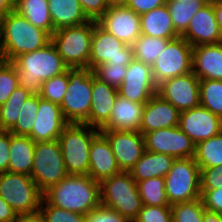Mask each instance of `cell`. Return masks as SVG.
<instances>
[{
	"label": "cell",
	"mask_w": 222,
	"mask_h": 222,
	"mask_svg": "<svg viewBox=\"0 0 222 222\" xmlns=\"http://www.w3.org/2000/svg\"><path fill=\"white\" fill-rule=\"evenodd\" d=\"M97 22L127 45H132L141 35L140 15L128 6L109 7Z\"/></svg>",
	"instance_id": "obj_18"
},
{
	"label": "cell",
	"mask_w": 222,
	"mask_h": 222,
	"mask_svg": "<svg viewBox=\"0 0 222 222\" xmlns=\"http://www.w3.org/2000/svg\"><path fill=\"white\" fill-rule=\"evenodd\" d=\"M98 22H89L57 29L51 35V42L69 68H89L90 48L94 26Z\"/></svg>",
	"instance_id": "obj_6"
},
{
	"label": "cell",
	"mask_w": 222,
	"mask_h": 222,
	"mask_svg": "<svg viewBox=\"0 0 222 222\" xmlns=\"http://www.w3.org/2000/svg\"><path fill=\"white\" fill-rule=\"evenodd\" d=\"M118 97V89L95 77L92 71L91 109L88 125L101 130L111 117L112 108Z\"/></svg>",
	"instance_id": "obj_22"
},
{
	"label": "cell",
	"mask_w": 222,
	"mask_h": 222,
	"mask_svg": "<svg viewBox=\"0 0 222 222\" xmlns=\"http://www.w3.org/2000/svg\"><path fill=\"white\" fill-rule=\"evenodd\" d=\"M178 127L197 145L222 132V118L199 105L180 112Z\"/></svg>",
	"instance_id": "obj_17"
},
{
	"label": "cell",
	"mask_w": 222,
	"mask_h": 222,
	"mask_svg": "<svg viewBox=\"0 0 222 222\" xmlns=\"http://www.w3.org/2000/svg\"><path fill=\"white\" fill-rule=\"evenodd\" d=\"M24 87L18 86L8 100L0 106V130L9 131L16 123L22 104L31 96Z\"/></svg>",
	"instance_id": "obj_35"
},
{
	"label": "cell",
	"mask_w": 222,
	"mask_h": 222,
	"mask_svg": "<svg viewBox=\"0 0 222 222\" xmlns=\"http://www.w3.org/2000/svg\"><path fill=\"white\" fill-rule=\"evenodd\" d=\"M203 222H222V214L204 209Z\"/></svg>",
	"instance_id": "obj_53"
},
{
	"label": "cell",
	"mask_w": 222,
	"mask_h": 222,
	"mask_svg": "<svg viewBox=\"0 0 222 222\" xmlns=\"http://www.w3.org/2000/svg\"><path fill=\"white\" fill-rule=\"evenodd\" d=\"M19 86L17 71L11 62L0 60V106Z\"/></svg>",
	"instance_id": "obj_40"
},
{
	"label": "cell",
	"mask_w": 222,
	"mask_h": 222,
	"mask_svg": "<svg viewBox=\"0 0 222 222\" xmlns=\"http://www.w3.org/2000/svg\"><path fill=\"white\" fill-rule=\"evenodd\" d=\"M17 213L0 196V222H13Z\"/></svg>",
	"instance_id": "obj_50"
},
{
	"label": "cell",
	"mask_w": 222,
	"mask_h": 222,
	"mask_svg": "<svg viewBox=\"0 0 222 222\" xmlns=\"http://www.w3.org/2000/svg\"><path fill=\"white\" fill-rule=\"evenodd\" d=\"M145 149L178 158H193L195 147L191 138L178 126L161 128L143 134Z\"/></svg>",
	"instance_id": "obj_13"
},
{
	"label": "cell",
	"mask_w": 222,
	"mask_h": 222,
	"mask_svg": "<svg viewBox=\"0 0 222 222\" xmlns=\"http://www.w3.org/2000/svg\"><path fill=\"white\" fill-rule=\"evenodd\" d=\"M179 117L180 111L156 93L145 103L139 131L146 134L178 126Z\"/></svg>",
	"instance_id": "obj_21"
},
{
	"label": "cell",
	"mask_w": 222,
	"mask_h": 222,
	"mask_svg": "<svg viewBox=\"0 0 222 222\" xmlns=\"http://www.w3.org/2000/svg\"><path fill=\"white\" fill-rule=\"evenodd\" d=\"M10 158V132L0 130V173L8 172Z\"/></svg>",
	"instance_id": "obj_48"
},
{
	"label": "cell",
	"mask_w": 222,
	"mask_h": 222,
	"mask_svg": "<svg viewBox=\"0 0 222 222\" xmlns=\"http://www.w3.org/2000/svg\"><path fill=\"white\" fill-rule=\"evenodd\" d=\"M141 34L166 39L180 35L176 32L167 5L155 8L140 15Z\"/></svg>",
	"instance_id": "obj_28"
},
{
	"label": "cell",
	"mask_w": 222,
	"mask_h": 222,
	"mask_svg": "<svg viewBox=\"0 0 222 222\" xmlns=\"http://www.w3.org/2000/svg\"><path fill=\"white\" fill-rule=\"evenodd\" d=\"M129 0H108L109 7L127 6Z\"/></svg>",
	"instance_id": "obj_55"
},
{
	"label": "cell",
	"mask_w": 222,
	"mask_h": 222,
	"mask_svg": "<svg viewBox=\"0 0 222 222\" xmlns=\"http://www.w3.org/2000/svg\"><path fill=\"white\" fill-rule=\"evenodd\" d=\"M213 9L217 24L219 25L221 39H222V0H213Z\"/></svg>",
	"instance_id": "obj_52"
},
{
	"label": "cell",
	"mask_w": 222,
	"mask_h": 222,
	"mask_svg": "<svg viewBox=\"0 0 222 222\" xmlns=\"http://www.w3.org/2000/svg\"><path fill=\"white\" fill-rule=\"evenodd\" d=\"M200 79L193 73L170 78L157 87V94L180 112L200 105Z\"/></svg>",
	"instance_id": "obj_14"
},
{
	"label": "cell",
	"mask_w": 222,
	"mask_h": 222,
	"mask_svg": "<svg viewBox=\"0 0 222 222\" xmlns=\"http://www.w3.org/2000/svg\"><path fill=\"white\" fill-rule=\"evenodd\" d=\"M83 222H129L118 212L104 207L102 205L96 207L84 217Z\"/></svg>",
	"instance_id": "obj_45"
},
{
	"label": "cell",
	"mask_w": 222,
	"mask_h": 222,
	"mask_svg": "<svg viewBox=\"0 0 222 222\" xmlns=\"http://www.w3.org/2000/svg\"><path fill=\"white\" fill-rule=\"evenodd\" d=\"M128 65L103 63L92 71L99 80L116 89L122 84Z\"/></svg>",
	"instance_id": "obj_41"
},
{
	"label": "cell",
	"mask_w": 222,
	"mask_h": 222,
	"mask_svg": "<svg viewBox=\"0 0 222 222\" xmlns=\"http://www.w3.org/2000/svg\"><path fill=\"white\" fill-rule=\"evenodd\" d=\"M51 42V35L12 10L0 19V60L36 51Z\"/></svg>",
	"instance_id": "obj_1"
},
{
	"label": "cell",
	"mask_w": 222,
	"mask_h": 222,
	"mask_svg": "<svg viewBox=\"0 0 222 222\" xmlns=\"http://www.w3.org/2000/svg\"><path fill=\"white\" fill-rule=\"evenodd\" d=\"M107 138L100 132L93 140L89 151L88 175L96 182L120 173Z\"/></svg>",
	"instance_id": "obj_23"
},
{
	"label": "cell",
	"mask_w": 222,
	"mask_h": 222,
	"mask_svg": "<svg viewBox=\"0 0 222 222\" xmlns=\"http://www.w3.org/2000/svg\"><path fill=\"white\" fill-rule=\"evenodd\" d=\"M39 212L45 222H83L85 215L50 205L44 198Z\"/></svg>",
	"instance_id": "obj_42"
},
{
	"label": "cell",
	"mask_w": 222,
	"mask_h": 222,
	"mask_svg": "<svg viewBox=\"0 0 222 222\" xmlns=\"http://www.w3.org/2000/svg\"><path fill=\"white\" fill-rule=\"evenodd\" d=\"M68 88L60 104L68 123L87 124L91 109L92 70L68 68Z\"/></svg>",
	"instance_id": "obj_7"
},
{
	"label": "cell",
	"mask_w": 222,
	"mask_h": 222,
	"mask_svg": "<svg viewBox=\"0 0 222 222\" xmlns=\"http://www.w3.org/2000/svg\"><path fill=\"white\" fill-rule=\"evenodd\" d=\"M14 1L15 0H0V19L14 10Z\"/></svg>",
	"instance_id": "obj_54"
},
{
	"label": "cell",
	"mask_w": 222,
	"mask_h": 222,
	"mask_svg": "<svg viewBox=\"0 0 222 222\" xmlns=\"http://www.w3.org/2000/svg\"><path fill=\"white\" fill-rule=\"evenodd\" d=\"M35 142L29 136L10 133L8 172L30 176L34 161Z\"/></svg>",
	"instance_id": "obj_29"
},
{
	"label": "cell",
	"mask_w": 222,
	"mask_h": 222,
	"mask_svg": "<svg viewBox=\"0 0 222 222\" xmlns=\"http://www.w3.org/2000/svg\"><path fill=\"white\" fill-rule=\"evenodd\" d=\"M181 36L193 47L222 42L219 25L213 9V0H209L193 15L188 28Z\"/></svg>",
	"instance_id": "obj_19"
},
{
	"label": "cell",
	"mask_w": 222,
	"mask_h": 222,
	"mask_svg": "<svg viewBox=\"0 0 222 222\" xmlns=\"http://www.w3.org/2000/svg\"><path fill=\"white\" fill-rule=\"evenodd\" d=\"M133 59L132 45L117 39L98 23L94 26L89 59L91 70L103 63L129 65Z\"/></svg>",
	"instance_id": "obj_12"
},
{
	"label": "cell",
	"mask_w": 222,
	"mask_h": 222,
	"mask_svg": "<svg viewBox=\"0 0 222 222\" xmlns=\"http://www.w3.org/2000/svg\"><path fill=\"white\" fill-rule=\"evenodd\" d=\"M39 107V94H32L20 109L15 125L9 130L15 135L29 136Z\"/></svg>",
	"instance_id": "obj_37"
},
{
	"label": "cell",
	"mask_w": 222,
	"mask_h": 222,
	"mask_svg": "<svg viewBox=\"0 0 222 222\" xmlns=\"http://www.w3.org/2000/svg\"><path fill=\"white\" fill-rule=\"evenodd\" d=\"M209 0H167L166 5L176 32L181 36L188 28L193 15Z\"/></svg>",
	"instance_id": "obj_31"
},
{
	"label": "cell",
	"mask_w": 222,
	"mask_h": 222,
	"mask_svg": "<svg viewBox=\"0 0 222 222\" xmlns=\"http://www.w3.org/2000/svg\"><path fill=\"white\" fill-rule=\"evenodd\" d=\"M142 205L171 206L166 196L165 178L152 177L137 182Z\"/></svg>",
	"instance_id": "obj_34"
},
{
	"label": "cell",
	"mask_w": 222,
	"mask_h": 222,
	"mask_svg": "<svg viewBox=\"0 0 222 222\" xmlns=\"http://www.w3.org/2000/svg\"><path fill=\"white\" fill-rule=\"evenodd\" d=\"M48 9L54 31L64 27L82 25L90 21L78 0H48Z\"/></svg>",
	"instance_id": "obj_27"
},
{
	"label": "cell",
	"mask_w": 222,
	"mask_h": 222,
	"mask_svg": "<svg viewBox=\"0 0 222 222\" xmlns=\"http://www.w3.org/2000/svg\"><path fill=\"white\" fill-rule=\"evenodd\" d=\"M167 0H129L127 6L136 14L141 15L155 8L164 6Z\"/></svg>",
	"instance_id": "obj_49"
},
{
	"label": "cell",
	"mask_w": 222,
	"mask_h": 222,
	"mask_svg": "<svg viewBox=\"0 0 222 222\" xmlns=\"http://www.w3.org/2000/svg\"><path fill=\"white\" fill-rule=\"evenodd\" d=\"M192 72L200 80H222V42L193 47Z\"/></svg>",
	"instance_id": "obj_24"
},
{
	"label": "cell",
	"mask_w": 222,
	"mask_h": 222,
	"mask_svg": "<svg viewBox=\"0 0 222 222\" xmlns=\"http://www.w3.org/2000/svg\"><path fill=\"white\" fill-rule=\"evenodd\" d=\"M205 209L222 214V187L212 190H200Z\"/></svg>",
	"instance_id": "obj_46"
},
{
	"label": "cell",
	"mask_w": 222,
	"mask_h": 222,
	"mask_svg": "<svg viewBox=\"0 0 222 222\" xmlns=\"http://www.w3.org/2000/svg\"><path fill=\"white\" fill-rule=\"evenodd\" d=\"M67 124L60 105L44 100L39 96V107L29 137L35 143L58 140Z\"/></svg>",
	"instance_id": "obj_20"
},
{
	"label": "cell",
	"mask_w": 222,
	"mask_h": 222,
	"mask_svg": "<svg viewBox=\"0 0 222 222\" xmlns=\"http://www.w3.org/2000/svg\"><path fill=\"white\" fill-rule=\"evenodd\" d=\"M174 160L175 158L170 155L146 150L129 173L136 182L152 177H165Z\"/></svg>",
	"instance_id": "obj_26"
},
{
	"label": "cell",
	"mask_w": 222,
	"mask_h": 222,
	"mask_svg": "<svg viewBox=\"0 0 222 222\" xmlns=\"http://www.w3.org/2000/svg\"><path fill=\"white\" fill-rule=\"evenodd\" d=\"M164 178L166 196L170 205L201 197L200 168L194 157L175 159Z\"/></svg>",
	"instance_id": "obj_9"
},
{
	"label": "cell",
	"mask_w": 222,
	"mask_h": 222,
	"mask_svg": "<svg viewBox=\"0 0 222 222\" xmlns=\"http://www.w3.org/2000/svg\"><path fill=\"white\" fill-rule=\"evenodd\" d=\"M100 130L87 124L68 123L58 137L68 175H88L89 151Z\"/></svg>",
	"instance_id": "obj_4"
},
{
	"label": "cell",
	"mask_w": 222,
	"mask_h": 222,
	"mask_svg": "<svg viewBox=\"0 0 222 222\" xmlns=\"http://www.w3.org/2000/svg\"><path fill=\"white\" fill-rule=\"evenodd\" d=\"M222 187V166L200 169V190H212Z\"/></svg>",
	"instance_id": "obj_44"
},
{
	"label": "cell",
	"mask_w": 222,
	"mask_h": 222,
	"mask_svg": "<svg viewBox=\"0 0 222 222\" xmlns=\"http://www.w3.org/2000/svg\"><path fill=\"white\" fill-rule=\"evenodd\" d=\"M13 222H45L43 216L38 211L32 214H17Z\"/></svg>",
	"instance_id": "obj_51"
},
{
	"label": "cell",
	"mask_w": 222,
	"mask_h": 222,
	"mask_svg": "<svg viewBox=\"0 0 222 222\" xmlns=\"http://www.w3.org/2000/svg\"><path fill=\"white\" fill-rule=\"evenodd\" d=\"M194 159L200 169L222 166V132L198 143Z\"/></svg>",
	"instance_id": "obj_32"
},
{
	"label": "cell",
	"mask_w": 222,
	"mask_h": 222,
	"mask_svg": "<svg viewBox=\"0 0 222 222\" xmlns=\"http://www.w3.org/2000/svg\"><path fill=\"white\" fill-rule=\"evenodd\" d=\"M170 39L141 34L132 44L134 59L152 66Z\"/></svg>",
	"instance_id": "obj_33"
},
{
	"label": "cell",
	"mask_w": 222,
	"mask_h": 222,
	"mask_svg": "<svg viewBox=\"0 0 222 222\" xmlns=\"http://www.w3.org/2000/svg\"><path fill=\"white\" fill-rule=\"evenodd\" d=\"M145 103L132 102L118 95L108 123L101 130L139 131Z\"/></svg>",
	"instance_id": "obj_25"
},
{
	"label": "cell",
	"mask_w": 222,
	"mask_h": 222,
	"mask_svg": "<svg viewBox=\"0 0 222 222\" xmlns=\"http://www.w3.org/2000/svg\"><path fill=\"white\" fill-rule=\"evenodd\" d=\"M151 66L133 59L118 87V95L136 103H146L157 93Z\"/></svg>",
	"instance_id": "obj_15"
},
{
	"label": "cell",
	"mask_w": 222,
	"mask_h": 222,
	"mask_svg": "<svg viewBox=\"0 0 222 222\" xmlns=\"http://www.w3.org/2000/svg\"><path fill=\"white\" fill-rule=\"evenodd\" d=\"M11 63L17 71L19 86L31 94H39L43 81L61 75L69 68L52 42L15 57Z\"/></svg>",
	"instance_id": "obj_3"
},
{
	"label": "cell",
	"mask_w": 222,
	"mask_h": 222,
	"mask_svg": "<svg viewBox=\"0 0 222 222\" xmlns=\"http://www.w3.org/2000/svg\"><path fill=\"white\" fill-rule=\"evenodd\" d=\"M101 205L118 212L129 222H133L142 207L137 182L129 172L104 179L100 183Z\"/></svg>",
	"instance_id": "obj_5"
},
{
	"label": "cell",
	"mask_w": 222,
	"mask_h": 222,
	"mask_svg": "<svg viewBox=\"0 0 222 222\" xmlns=\"http://www.w3.org/2000/svg\"><path fill=\"white\" fill-rule=\"evenodd\" d=\"M199 91L200 105L222 118V80L202 79Z\"/></svg>",
	"instance_id": "obj_36"
},
{
	"label": "cell",
	"mask_w": 222,
	"mask_h": 222,
	"mask_svg": "<svg viewBox=\"0 0 222 222\" xmlns=\"http://www.w3.org/2000/svg\"><path fill=\"white\" fill-rule=\"evenodd\" d=\"M68 69L61 75L43 81L40 98L60 105L68 88Z\"/></svg>",
	"instance_id": "obj_39"
},
{
	"label": "cell",
	"mask_w": 222,
	"mask_h": 222,
	"mask_svg": "<svg viewBox=\"0 0 222 222\" xmlns=\"http://www.w3.org/2000/svg\"><path fill=\"white\" fill-rule=\"evenodd\" d=\"M50 204L86 215L101 205L100 183L89 175H67L43 193Z\"/></svg>",
	"instance_id": "obj_2"
},
{
	"label": "cell",
	"mask_w": 222,
	"mask_h": 222,
	"mask_svg": "<svg viewBox=\"0 0 222 222\" xmlns=\"http://www.w3.org/2000/svg\"><path fill=\"white\" fill-rule=\"evenodd\" d=\"M204 205L201 198L171 205L173 222H203Z\"/></svg>",
	"instance_id": "obj_38"
},
{
	"label": "cell",
	"mask_w": 222,
	"mask_h": 222,
	"mask_svg": "<svg viewBox=\"0 0 222 222\" xmlns=\"http://www.w3.org/2000/svg\"><path fill=\"white\" fill-rule=\"evenodd\" d=\"M58 140L36 142L31 178L44 193L67 176Z\"/></svg>",
	"instance_id": "obj_10"
},
{
	"label": "cell",
	"mask_w": 222,
	"mask_h": 222,
	"mask_svg": "<svg viewBox=\"0 0 222 222\" xmlns=\"http://www.w3.org/2000/svg\"><path fill=\"white\" fill-rule=\"evenodd\" d=\"M0 196L17 214L38 212L43 200L31 176L11 172L0 173Z\"/></svg>",
	"instance_id": "obj_8"
},
{
	"label": "cell",
	"mask_w": 222,
	"mask_h": 222,
	"mask_svg": "<svg viewBox=\"0 0 222 222\" xmlns=\"http://www.w3.org/2000/svg\"><path fill=\"white\" fill-rule=\"evenodd\" d=\"M133 222H173L171 206L142 205Z\"/></svg>",
	"instance_id": "obj_43"
},
{
	"label": "cell",
	"mask_w": 222,
	"mask_h": 222,
	"mask_svg": "<svg viewBox=\"0 0 222 222\" xmlns=\"http://www.w3.org/2000/svg\"><path fill=\"white\" fill-rule=\"evenodd\" d=\"M107 138L121 171L129 172L146 151L140 131L100 130Z\"/></svg>",
	"instance_id": "obj_16"
},
{
	"label": "cell",
	"mask_w": 222,
	"mask_h": 222,
	"mask_svg": "<svg viewBox=\"0 0 222 222\" xmlns=\"http://www.w3.org/2000/svg\"><path fill=\"white\" fill-rule=\"evenodd\" d=\"M193 46L182 36L170 40L151 66L158 86L163 81L192 72Z\"/></svg>",
	"instance_id": "obj_11"
},
{
	"label": "cell",
	"mask_w": 222,
	"mask_h": 222,
	"mask_svg": "<svg viewBox=\"0 0 222 222\" xmlns=\"http://www.w3.org/2000/svg\"><path fill=\"white\" fill-rule=\"evenodd\" d=\"M14 10L25 17L35 27L47 31L50 35L54 32L48 0H15Z\"/></svg>",
	"instance_id": "obj_30"
},
{
	"label": "cell",
	"mask_w": 222,
	"mask_h": 222,
	"mask_svg": "<svg viewBox=\"0 0 222 222\" xmlns=\"http://www.w3.org/2000/svg\"><path fill=\"white\" fill-rule=\"evenodd\" d=\"M90 20L97 21L109 8L108 0H78Z\"/></svg>",
	"instance_id": "obj_47"
}]
</instances>
